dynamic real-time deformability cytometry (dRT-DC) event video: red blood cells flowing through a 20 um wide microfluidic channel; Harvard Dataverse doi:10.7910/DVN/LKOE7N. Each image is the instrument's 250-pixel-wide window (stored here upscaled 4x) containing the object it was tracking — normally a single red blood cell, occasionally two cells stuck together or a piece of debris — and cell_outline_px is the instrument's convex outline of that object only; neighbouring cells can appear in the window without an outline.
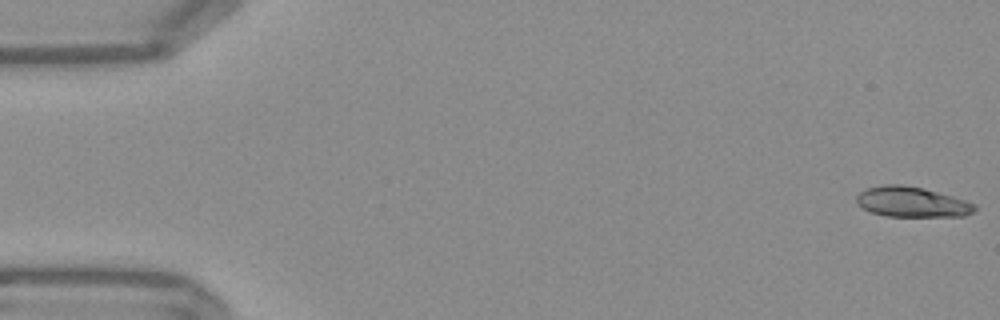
{"species": "Egyptian fruit bat (a non-hibernating species)", "species_latin": "Rousettus aegyptiacus", "temperature_condition": "warm", "stored_images_in_passage": 9, "camera_frame_rate_fps": 3000, "um_per_image_px": 0.085, "frame": {"image": 1, "passage_image": 1, "time_ms": 0.0, "image_size_px": [1000, 320], "cell_outline_px": [[976, 208], [972, 212], [964, 216], [888, 216], [872, 212], [856, 204], [856, 196], [860, 192], [868, 188], [884, 184], [900, 184], [924, 188], [952, 196], [976, 204]], "centroid_in_image_um": [77.5, 17.16], "position_along_channel_um": 7.5, "area_um2": 20.69}}